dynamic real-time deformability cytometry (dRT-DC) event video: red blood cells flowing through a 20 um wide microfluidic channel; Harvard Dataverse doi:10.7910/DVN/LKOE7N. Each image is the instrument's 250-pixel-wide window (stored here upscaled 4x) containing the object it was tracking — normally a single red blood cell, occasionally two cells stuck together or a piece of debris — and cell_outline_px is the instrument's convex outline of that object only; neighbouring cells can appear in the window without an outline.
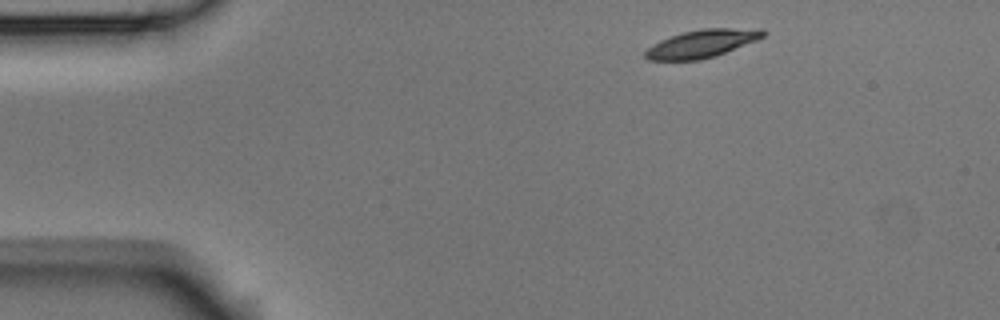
{"species": "Egyptian fruit bat (a non-hibernating species)", "species_latin": "Rousettus aegyptiacus", "temperature_condition": "room temperature", "stored_images_in_passage": 4, "camera_frame_rate_fps": 3000, "um_per_image_px": 0.085, "animal": {"sex": "male"}, "frame": {"image": 1, "passage_image": 1, "time_ms": 0.0, "image_size_px": [1000, 320], "cell_outline_px": [[768, 32], [764, 36], [756, 40], [724, 52], [700, 60], [648, 60], [644, 56], [644, 52], [652, 44], [660, 40], [684, 32], [700, 28], [764, 28]], "centroid_in_image_um": [59.67, 3.69], "position_along_channel_um": 25.3, "area_um2": 19.02}}
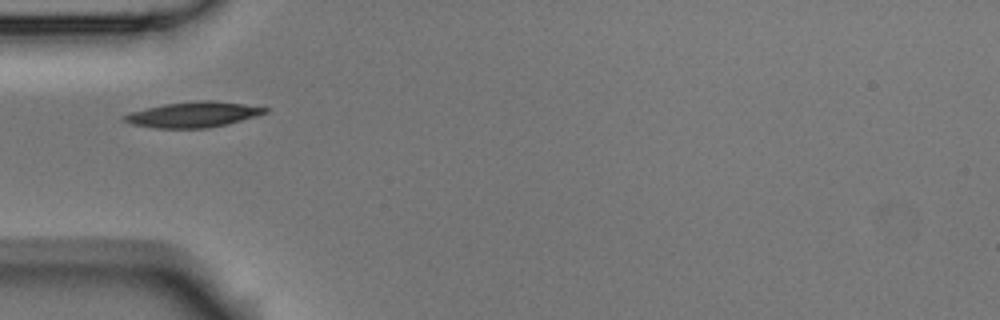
{"frame": {"image": 2, "passage_image": 3, "time_ms": 0.667, "image_size_px": [1000, 320], "cell_outline_px": [[268, 112], [228, 124], [208, 128], [156, 128], [132, 124], [120, 120], [120, 116], [132, 112], [164, 104], [196, 100], [212, 100], [244, 104], [268, 108]], "centroid_in_image_um": [16.4, 9.74], "position_along_channel_um": 68.6, "area_um2": 20.87}}
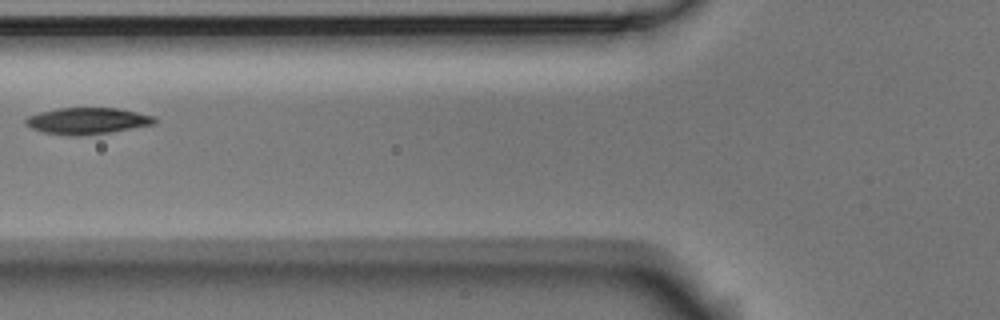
{"frame": {"image": 3, "passage_image": 4, "time_ms": 1.0, "image_size_px": [1000, 320], "cell_outline_px": [[156, 124], [112, 132], [80, 136], [72, 136], [44, 132], [32, 128], [24, 124], [24, 120], [28, 116], [40, 112], [56, 108], [120, 108], [156, 116]], "centroid_in_image_um": [7.46, 10.27], "position_along_channel_um": 118.3, "area_um2": 20.11}}